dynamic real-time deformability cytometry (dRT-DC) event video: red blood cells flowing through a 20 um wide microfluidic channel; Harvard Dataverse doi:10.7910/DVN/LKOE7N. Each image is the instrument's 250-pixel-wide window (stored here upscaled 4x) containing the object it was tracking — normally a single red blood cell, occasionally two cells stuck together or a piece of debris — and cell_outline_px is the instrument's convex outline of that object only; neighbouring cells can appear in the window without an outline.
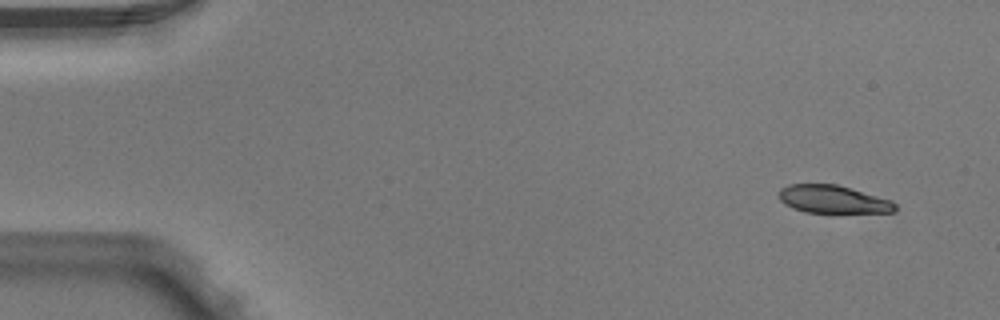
{"species": "Egyptian fruit bat (a non-hibernating species)", "species_latin": "Rousettus aegyptiacus", "temperature_condition": "warm", "stored_images_in_passage": 4, "camera_frame_rate_fps": 3000, "um_per_image_px": 0.085, "animal": {"sex": "male"}, "frame": {"image": 1, "passage_image": 1, "time_ms": 0.0, "image_size_px": [1000, 320], "cell_outline_px": [[896, 212], [804, 212], [792, 208], [784, 204], [780, 200], [780, 188], [788, 184], [836, 184], [892, 200], [896, 204]], "centroid_in_image_um": [70.79, 16.94], "position_along_channel_um": 14.2, "area_um2": 18.79}}